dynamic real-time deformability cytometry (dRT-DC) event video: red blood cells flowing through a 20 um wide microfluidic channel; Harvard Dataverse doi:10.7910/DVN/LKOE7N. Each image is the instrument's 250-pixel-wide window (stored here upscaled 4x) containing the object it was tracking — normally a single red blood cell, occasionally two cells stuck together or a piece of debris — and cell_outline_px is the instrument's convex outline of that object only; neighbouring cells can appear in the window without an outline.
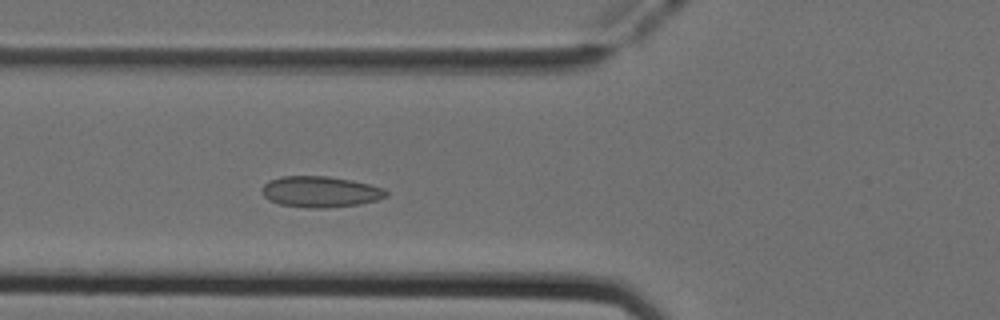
{"species": "Egyptian fruit bat (a non-hibernating species)", "species_latin": "Rousettus aegyptiacus", "temperature_condition": "cold", "stored_images_in_passage": 47, "camera_frame_rate_fps": 3000, "um_per_image_px": 0.085, "animal": {"sex": "female"}, "frame": {"image": 1, "passage_image": 14, "time_ms": 4.333, "image_size_px": [1000, 320], "cell_outline_px": [[388, 196], [376, 200], [360, 204], [328, 208], [312, 208], [280, 204], [268, 200], [260, 192], [260, 188], [268, 180], [280, 176], [328, 176], [352, 180], [384, 188], [388, 192]], "centroid_in_image_um": [27.2, 16.29], "position_along_channel_um": 98.6, "area_um2": 22.66}}
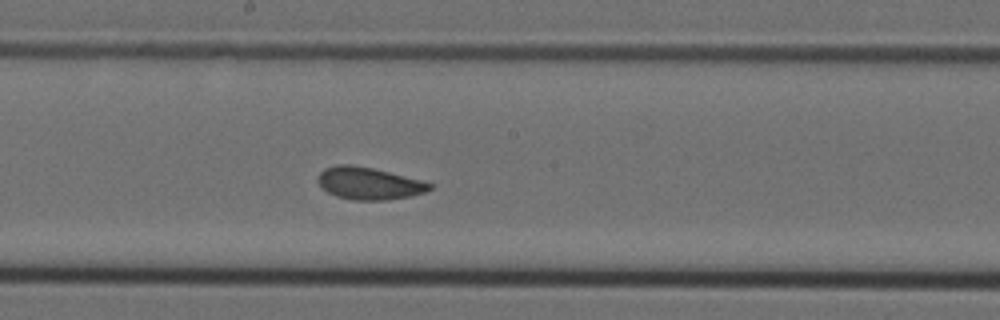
{"frame": {"image": 2, "passage_image": 23, "time_ms": 7.333, "image_size_px": [1000, 320], "cell_outline_px": [[432, 188], [424, 192], [412, 196], [388, 200], [352, 200], [336, 196], [328, 192], [316, 180], [320, 172], [324, 168], [336, 164], [352, 164], [372, 168], [420, 180], [432, 184]], "centroid_in_image_um": [31.33, 15.59], "position_along_channel_um": 216.9, "area_um2": 20.92}}
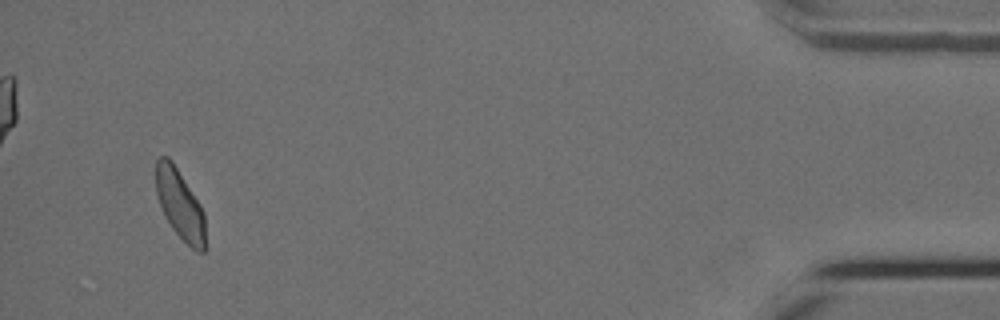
{"frame": {"image": 3, "passage_image": 44, "time_ms": 14.333, "image_size_px": [1000, 320], "cell_outline_px": [[204, 252], [196, 252], [172, 228], [164, 216], [156, 192], [156, 160], [160, 156], [168, 156], [172, 160], [200, 204], [204, 212]], "centroid_in_image_um": [15.27, 17.34], "position_along_channel_um": 419.9, "area_um2": 19.83}}